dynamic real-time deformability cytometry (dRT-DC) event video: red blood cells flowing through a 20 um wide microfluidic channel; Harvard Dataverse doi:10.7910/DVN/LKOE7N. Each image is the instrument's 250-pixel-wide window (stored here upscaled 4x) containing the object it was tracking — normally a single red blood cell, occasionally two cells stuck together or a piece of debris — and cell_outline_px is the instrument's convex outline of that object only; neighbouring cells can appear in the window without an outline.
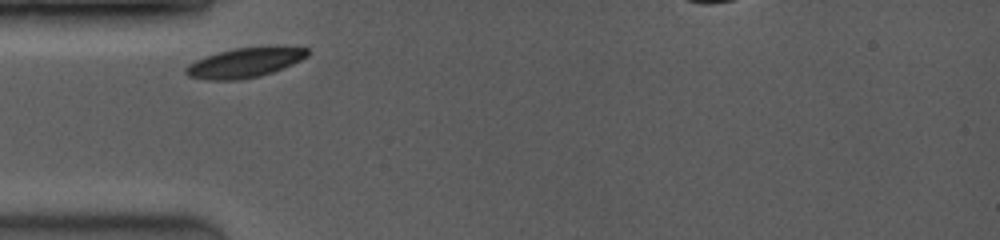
{"species": "common noctule bat (a hibernating species)", "species_latin": "Nyctalus noctula", "temperature_condition": "room temperature", "stored_images_in_passage": 36, "camera_frame_rate_fps": 3500, "um_per_image_px": 0.085, "animal": {"sex": "female", "body_mass_g": 19.0, "forearm_length_mm": 53.3}, "frame": {"image": 1, "passage_image": 1, "time_ms": 0.0, "image_size_px": [1000, 240], "cell_outline_px": [[308, 56], [292, 64], [272, 72], [260, 76], [236, 80], [208, 80], [188, 76], [184, 72], [184, 68], [188, 64], [204, 56], [236, 48], [268, 44], [308, 48]], "centroid_in_image_um": [20.83, 5.29], "position_along_channel_um": 64.2, "area_um2": 21.5}}
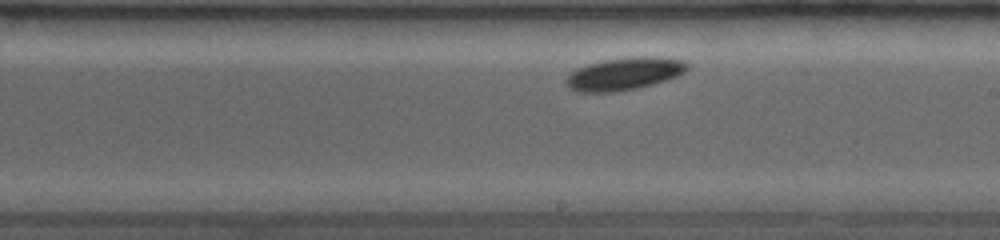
{"frame": {"image": 2, "passage_image": 17, "time_ms": 4.571, "image_size_px": [1000, 240], "cell_outline_px": [[692, 64], [684, 72], [676, 76], [652, 84], [636, 88], [616, 92], [576, 92], [568, 88], [564, 84], [564, 80], [576, 68], [588, 64], [604, 60], [628, 56], [652, 56], [684, 60]], "centroid_in_image_um": [53.04, 6.26], "position_along_channel_um": 236.0, "area_um2": 23.24}}
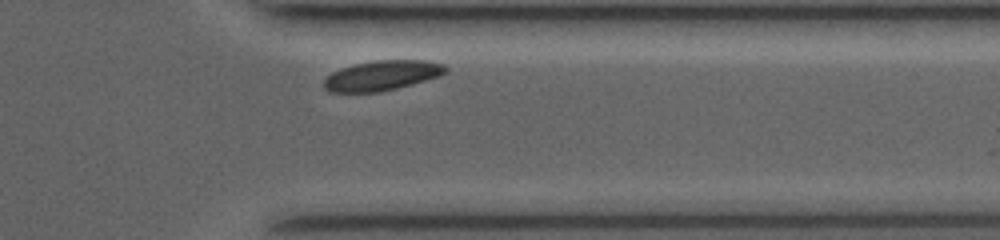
{"frame": {"image": 3, "passage_image": 33, "time_ms": 8.286, "image_size_px": [1000, 240], "cell_outline_px": [[448, 72], [412, 84], [396, 88], [376, 92], [328, 92], [324, 88], [324, 80], [332, 72], [340, 68], [372, 60], [428, 60], [444, 64], [448, 68]], "centroid_in_image_um": [32.46, 6.4], "position_along_channel_um": 378.9, "area_um2": 21.15}, "authors_computed_cell_mechanics": {"area_um2": 21.4149, "velocity_mm_per_s": 3.8029, "shape_relaxation_time_tau1_ms": 0.3282, "shape_relaxation_time_tau2_ms": null, "deformation_change_tau1": 0.0389, "deformation_change_tau2": null}}